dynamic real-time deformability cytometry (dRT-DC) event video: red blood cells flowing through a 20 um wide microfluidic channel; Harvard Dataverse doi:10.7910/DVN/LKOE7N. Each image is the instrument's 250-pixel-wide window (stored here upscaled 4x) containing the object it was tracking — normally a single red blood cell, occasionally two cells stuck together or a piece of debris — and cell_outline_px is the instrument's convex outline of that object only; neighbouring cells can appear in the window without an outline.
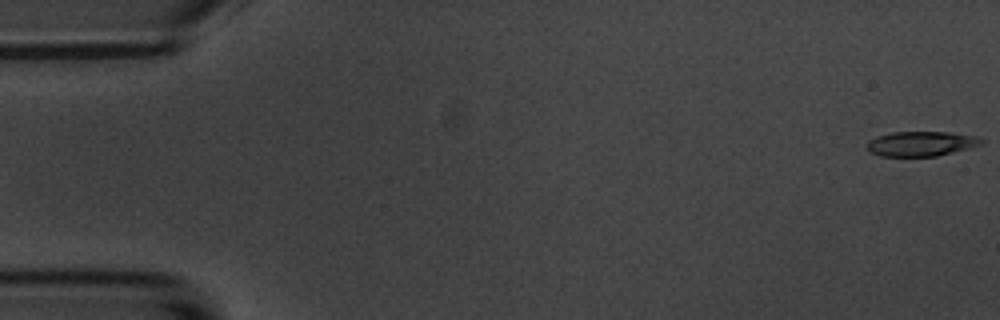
{"species": "common noctule bat (a hibernating species)", "species_latin": "Nyctalus noctula", "temperature_condition": "room temperature", "stored_images_in_passage": 57, "camera_frame_rate_fps": 3000, "um_per_image_px": 0.085, "animal": {"sex": "male", "body_mass_g": 20.1, "forearm_length_mm": 53.5}, "frame": {"image": 1, "passage_image": 1, "time_ms": 0.0, "image_size_px": [1000, 320], "cell_outline_px": [[984, 144], [936, 156], [880, 156], [864, 148], [868, 140], [876, 136], [892, 132], [948, 132], [972, 136], [984, 140]], "centroid_in_image_um": [78.23, 12.21], "position_along_channel_um": 6.8, "area_um2": 16.47}}
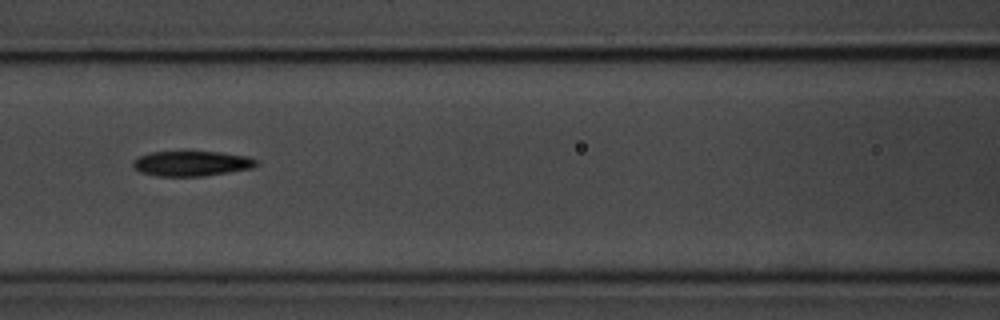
{"frame": {"image": 2, "passage_image": 25, "time_ms": 8.0, "image_size_px": [1000, 320], "cell_outline_px": [[260, 164], [252, 168], [204, 176], [156, 176], [140, 172], [132, 164], [132, 160], [140, 156], [152, 152], [220, 152], [248, 156], [256, 160]], "centroid_in_image_um": [16.3, 13.9], "position_along_channel_um": 150.3, "area_um2": 17.98}}
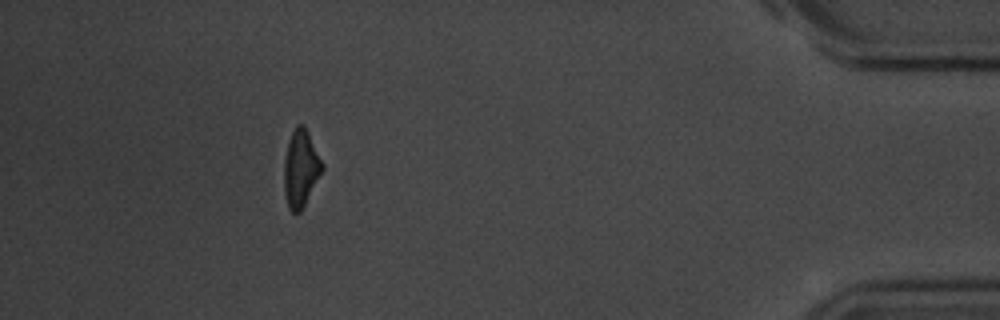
{"frame": {"image": 3, "passage_image": 52, "time_ms": 17.0, "image_size_px": [1000, 320], "cell_outline_px": [[324, 168], [300, 212], [292, 212], [288, 208], [284, 192], [284, 160], [288, 140], [296, 124], [304, 124], [324, 164]], "centroid_in_image_um": [25.56, 14.29], "position_along_channel_um": 409.6, "area_um2": 17.11}, "authors_computed_cell_mechanics": {"area_um2": 17.8024, "velocity_mm_per_s": 3.5194, "shape_relaxation_time_tau1_ms": 4.4593, "shape_relaxation_time_tau2_ms": 4.8484, "deformation_change_tau1": 0.1518, "deformation_change_tau2": 0.1279}}